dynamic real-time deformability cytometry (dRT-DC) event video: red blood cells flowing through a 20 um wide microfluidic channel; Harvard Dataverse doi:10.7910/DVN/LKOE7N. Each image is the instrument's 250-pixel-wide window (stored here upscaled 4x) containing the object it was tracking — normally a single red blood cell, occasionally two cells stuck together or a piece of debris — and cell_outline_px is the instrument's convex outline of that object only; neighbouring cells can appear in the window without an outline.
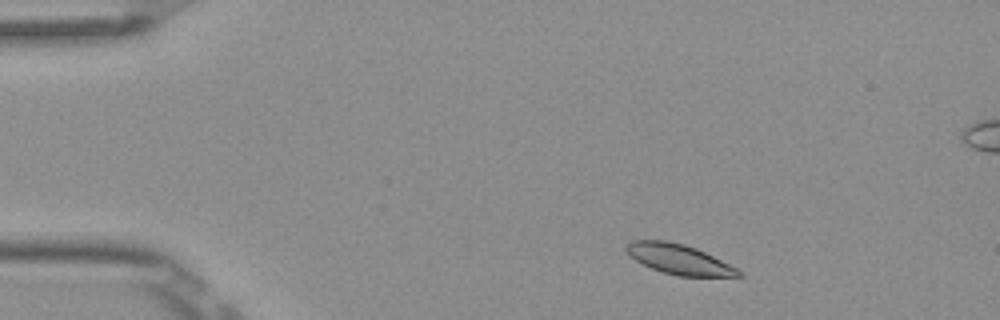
{"species": "Egyptian fruit bat (a non-hibernating species)", "species_latin": "Rousettus aegyptiacus", "temperature_condition": "room temperature", "stored_images_in_passage": 5, "camera_frame_rate_fps": 3000, "um_per_image_px": 0.085, "frame": {"image": 1, "passage_image": 2, "time_ms": 0.333, "image_size_px": [1000, 320], "cell_outline_px": [[744, 276], [676, 276], [660, 272], [636, 260], [624, 248], [624, 244], [632, 240], [664, 240], [684, 244], [696, 248], [744, 272]], "centroid_in_image_um": [57.69, 22.03], "position_along_channel_um": 27.3, "area_um2": 19.48}}